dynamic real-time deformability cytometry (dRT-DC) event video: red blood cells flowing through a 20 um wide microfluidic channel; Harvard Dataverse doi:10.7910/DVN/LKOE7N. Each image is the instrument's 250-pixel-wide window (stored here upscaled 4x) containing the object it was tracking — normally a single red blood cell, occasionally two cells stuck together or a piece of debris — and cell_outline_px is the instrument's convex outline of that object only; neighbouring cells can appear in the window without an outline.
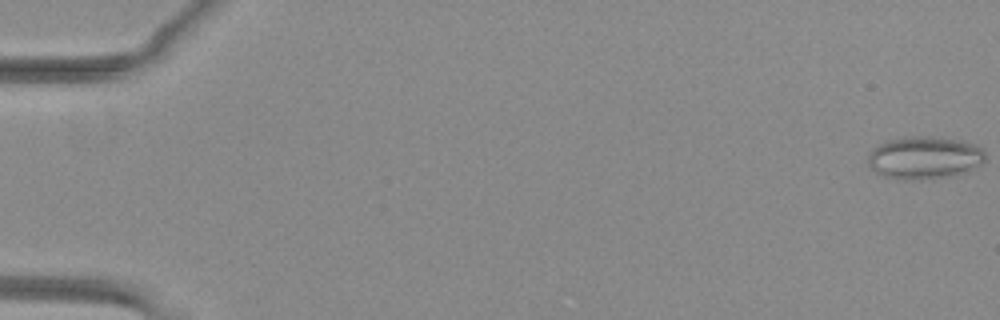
{"species": "common noctule bat (a hibernating species)", "species_latin": "Nyctalus noctula", "temperature_condition": "warm", "stored_images_in_passage": 53, "camera_frame_rate_fps": 3000, "um_per_image_px": 0.085, "animal": {"sex": "female", "body_mass_g": 29.2, "forearm_length_mm": 56.3}, "frame": {"image": 1, "passage_image": 1, "time_ms": 0.0, "image_size_px": [1000, 320], "cell_outline_px": [[984, 160], [980, 164], [968, 172], [956, 176], [920, 180], [900, 180], [884, 176], [876, 172], [868, 164], [868, 156], [872, 148], [888, 140], [912, 136], [932, 136], [960, 140], [976, 144], [984, 152]], "centroid_in_image_um": [78.59, 13.42], "position_along_channel_um": 6.4, "area_um2": 29.48}}
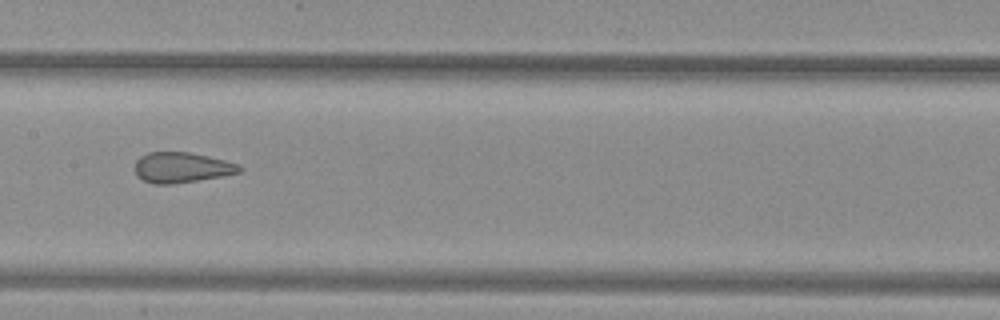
{"frame": {"image": 2, "passage_image": 28, "time_ms": 9.0, "image_size_px": [1000, 320], "cell_outline_px": [[244, 168], [240, 172], [224, 176], [172, 184], [152, 184], [136, 176], [136, 160], [140, 156], [148, 152], [188, 152], [224, 160], [236, 164]], "centroid_in_image_um": [15.43, 14.24], "position_along_channel_um": 192.0, "area_um2": 18.44}}
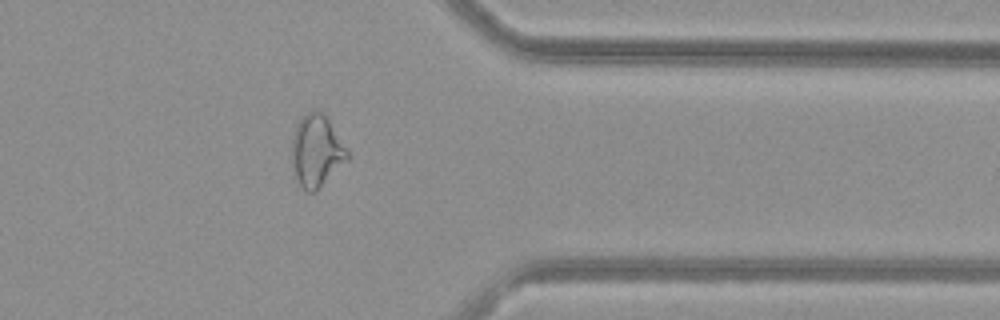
{"frame": {"image": 3, "passage_image": 43, "time_ms": 14.0, "image_size_px": [1000, 320], "cell_outline_px": [[348, 160], [316, 192], [304, 192], [292, 176], [292, 136], [296, 124], [312, 108], [316, 108], [328, 120], [348, 152]], "centroid_in_image_um": [26.85, 12.89], "position_along_channel_um": 384.5, "area_um2": 23.47}, "authors_computed_cell_mechanics": {"area_um2": 23.5824, "velocity_mm_per_s": 4.0485, "shape_relaxation_time_tau1_ms": null, "shape_relaxation_time_tau2_ms": 0.9367, "deformation_change_tau1": null, "deformation_change_tau2": 0.0816}}